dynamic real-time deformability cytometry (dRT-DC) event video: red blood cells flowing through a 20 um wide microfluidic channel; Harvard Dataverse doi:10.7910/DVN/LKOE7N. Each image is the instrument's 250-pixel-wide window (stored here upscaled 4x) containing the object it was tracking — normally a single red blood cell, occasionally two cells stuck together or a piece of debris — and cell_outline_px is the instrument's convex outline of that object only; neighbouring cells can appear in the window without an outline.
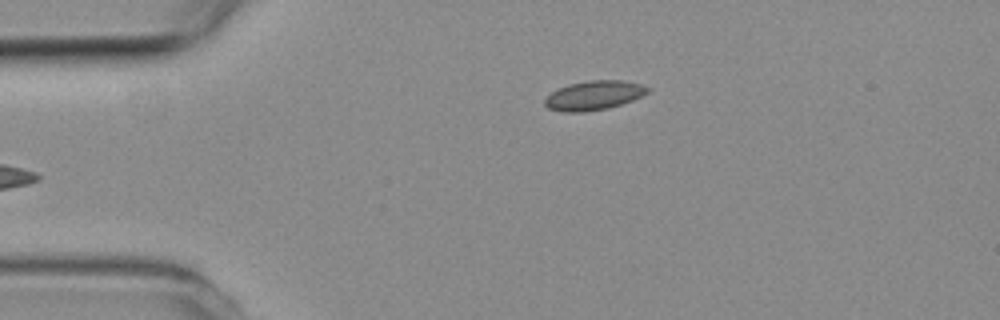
{"species": "common noctule bat (a hibernating species)", "species_latin": "Nyctalus noctula", "temperature_condition": "room temperature", "stored_images_in_passage": 5, "camera_frame_rate_fps": 3000, "um_per_image_px": 0.085, "animal": {"sex": "female", "body_mass_g": 19.3, "forearm_length_mm": 54.1}, "frame": {"image": 1, "passage_image": 5, "time_ms": 4.667, "image_size_px": [1000, 320], "cell_outline_px": [[652, 88], [648, 92], [632, 100], [608, 108], [584, 112], [564, 112], [548, 108], [544, 104], [544, 100], [552, 92], [568, 84], [588, 80], [620, 80], [640, 84]], "centroid_in_image_um": [50.48, 8.1], "position_along_channel_um": 34.5, "area_um2": 17.4}}